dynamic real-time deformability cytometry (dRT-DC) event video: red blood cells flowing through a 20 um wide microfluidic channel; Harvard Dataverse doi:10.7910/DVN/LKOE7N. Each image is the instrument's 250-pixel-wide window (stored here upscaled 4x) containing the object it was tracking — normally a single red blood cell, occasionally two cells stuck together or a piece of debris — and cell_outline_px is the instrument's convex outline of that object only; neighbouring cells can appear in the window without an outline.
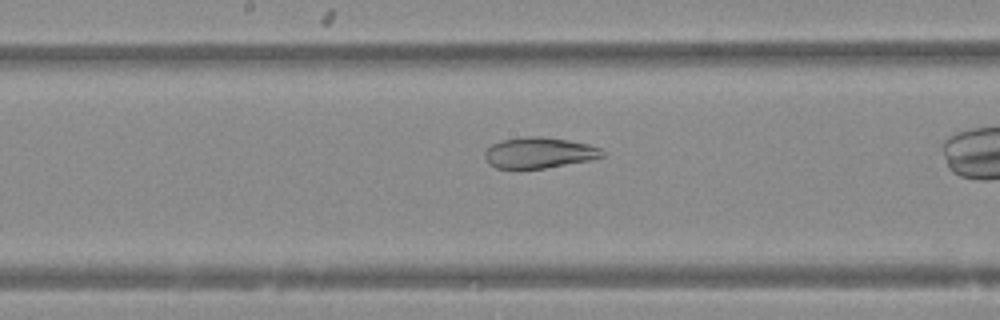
{"species": "Egyptian fruit bat (a non-hibernating species)", "species_latin": "Rousettus aegyptiacus", "temperature_condition": "warm", "stored_images_in_passage": 31, "camera_frame_rate_fps": 3000, "um_per_image_px": 0.085, "animal": {"sex": "female"}, "frame": {"image": 1, "passage_image": 18, "time_ms": 5.667, "image_size_px": [1000, 320], "cell_outline_px": [[604, 156], [592, 160], [544, 168], [496, 168], [488, 164], [484, 156], [484, 152], [492, 144], [500, 140], [524, 136], [544, 136], [568, 140], [588, 144], [600, 148], [604, 152]], "centroid_in_image_um": [45.81, 12.97], "position_along_channel_um": 202.4, "area_um2": 21.27}}